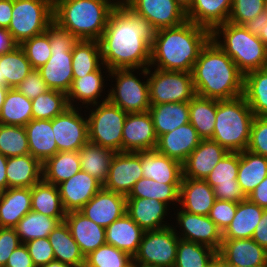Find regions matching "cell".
<instances>
[{"instance_id": "obj_52", "label": "cell", "mask_w": 267, "mask_h": 267, "mask_svg": "<svg viewBox=\"0 0 267 267\" xmlns=\"http://www.w3.org/2000/svg\"><path fill=\"white\" fill-rule=\"evenodd\" d=\"M20 46L33 69H39L51 57L50 37L46 32L25 40Z\"/></svg>"}, {"instance_id": "obj_28", "label": "cell", "mask_w": 267, "mask_h": 267, "mask_svg": "<svg viewBox=\"0 0 267 267\" xmlns=\"http://www.w3.org/2000/svg\"><path fill=\"white\" fill-rule=\"evenodd\" d=\"M232 0H194L186 12L187 20L212 31L228 22Z\"/></svg>"}, {"instance_id": "obj_23", "label": "cell", "mask_w": 267, "mask_h": 267, "mask_svg": "<svg viewBox=\"0 0 267 267\" xmlns=\"http://www.w3.org/2000/svg\"><path fill=\"white\" fill-rule=\"evenodd\" d=\"M227 153L216 141L202 139L182 164L183 177L204 180Z\"/></svg>"}, {"instance_id": "obj_48", "label": "cell", "mask_w": 267, "mask_h": 267, "mask_svg": "<svg viewBox=\"0 0 267 267\" xmlns=\"http://www.w3.org/2000/svg\"><path fill=\"white\" fill-rule=\"evenodd\" d=\"M68 107L65 93L49 89L32 99V119L52 120Z\"/></svg>"}, {"instance_id": "obj_27", "label": "cell", "mask_w": 267, "mask_h": 267, "mask_svg": "<svg viewBox=\"0 0 267 267\" xmlns=\"http://www.w3.org/2000/svg\"><path fill=\"white\" fill-rule=\"evenodd\" d=\"M144 230L127 214L105 228L106 244L134 257L139 249Z\"/></svg>"}, {"instance_id": "obj_51", "label": "cell", "mask_w": 267, "mask_h": 267, "mask_svg": "<svg viewBox=\"0 0 267 267\" xmlns=\"http://www.w3.org/2000/svg\"><path fill=\"white\" fill-rule=\"evenodd\" d=\"M132 261L133 257L129 254L104 244L85 256L84 267H130Z\"/></svg>"}, {"instance_id": "obj_13", "label": "cell", "mask_w": 267, "mask_h": 267, "mask_svg": "<svg viewBox=\"0 0 267 267\" xmlns=\"http://www.w3.org/2000/svg\"><path fill=\"white\" fill-rule=\"evenodd\" d=\"M239 152H228L204 179L212 188L215 198L238 203L247 199L237 181Z\"/></svg>"}, {"instance_id": "obj_8", "label": "cell", "mask_w": 267, "mask_h": 267, "mask_svg": "<svg viewBox=\"0 0 267 267\" xmlns=\"http://www.w3.org/2000/svg\"><path fill=\"white\" fill-rule=\"evenodd\" d=\"M53 22V0H13L8 30L21 45L25 40L45 33Z\"/></svg>"}, {"instance_id": "obj_21", "label": "cell", "mask_w": 267, "mask_h": 267, "mask_svg": "<svg viewBox=\"0 0 267 267\" xmlns=\"http://www.w3.org/2000/svg\"><path fill=\"white\" fill-rule=\"evenodd\" d=\"M177 219L185 231V237L180 238L181 240L203 244L219 251L223 233L208 216L182 210Z\"/></svg>"}, {"instance_id": "obj_16", "label": "cell", "mask_w": 267, "mask_h": 267, "mask_svg": "<svg viewBox=\"0 0 267 267\" xmlns=\"http://www.w3.org/2000/svg\"><path fill=\"white\" fill-rule=\"evenodd\" d=\"M124 3L147 19L156 31L178 26L187 20L186 12L175 0H126Z\"/></svg>"}, {"instance_id": "obj_20", "label": "cell", "mask_w": 267, "mask_h": 267, "mask_svg": "<svg viewBox=\"0 0 267 267\" xmlns=\"http://www.w3.org/2000/svg\"><path fill=\"white\" fill-rule=\"evenodd\" d=\"M103 184L83 170L59 184V192L66 212L79 211Z\"/></svg>"}, {"instance_id": "obj_59", "label": "cell", "mask_w": 267, "mask_h": 267, "mask_svg": "<svg viewBox=\"0 0 267 267\" xmlns=\"http://www.w3.org/2000/svg\"><path fill=\"white\" fill-rule=\"evenodd\" d=\"M5 267H35L28 249L24 243L20 244L9 256Z\"/></svg>"}, {"instance_id": "obj_29", "label": "cell", "mask_w": 267, "mask_h": 267, "mask_svg": "<svg viewBox=\"0 0 267 267\" xmlns=\"http://www.w3.org/2000/svg\"><path fill=\"white\" fill-rule=\"evenodd\" d=\"M30 154L42 164L58 152L52 120L32 119L25 126Z\"/></svg>"}, {"instance_id": "obj_2", "label": "cell", "mask_w": 267, "mask_h": 267, "mask_svg": "<svg viewBox=\"0 0 267 267\" xmlns=\"http://www.w3.org/2000/svg\"><path fill=\"white\" fill-rule=\"evenodd\" d=\"M211 39V31L186 20L182 24L159 29L151 43L150 65L160 70L192 72L200 51Z\"/></svg>"}, {"instance_id": "obj_62", "label": "cell", "mask_w": 267, "mask_h": 267, "mask_svg": "<svg viewBox=\"0 0 267 267\" xmlns=\"http://www.w3.org/2000/svg\"><path fill=\"white\" fill-rule=\"evenodd\" d=\"M19 44L15 41L10 31L6 28H0V55L6 54Z\"/></svg>"}, {"instance_id": "obj_55", "label": "cell", "mask_w": 267, "mask_h": 267, "mask_svg": "<svg viewBox=\"0 0 267 267\" xmlns=\"http://www.w3.org/2000/svg\"><path fill=\"white\" fill-rule=\"evenodd\" d=\"M237 204L238 203L232 201L219 199L214 201L208 217L216 224L222 233L231 224L237 209Z\"/></svg>"}, {"instance_id": "obj_30", "label": "cell", "mask_w": 267, "mask_h": 267, "mask_svg": "<svg viewBox=\"0 0 267 267\" xmlns=\"http://www.w3.org/2000/svg\"><path fill=\"white\" fill-rule=\"evenodd\" d=\"M31 211V188H8L0 192V227L15 228Z\"/></svg>"}, {"instance_id": "obj_12", "label": "cell", "mask_w": 267, "mask_h": 267, "mask_svg": "<svg viewBox=\"0 0 267 267\" xmlns=\"http://www.w3.org/2000/svg\"><path fill=\"white\" fill-rule=\"evenodd\" d=\"M109 71L112 76H117V87L108 94V101L127 113L148 111L151 106L148 80L146 84L141 83L130 72V68Z\"/></svg>"}, {"instance_id": "obj_47", "label": "cell", "mask_w": 267, "mask_h": 267, "mask_svg": "<svg viewBox=\"0 0 267 267\" xmlns=\"http://www.w3.org/2000/svg\"><path fill=\"white\" fill-rule=\"evenodd\" d=\"M181 184H165L142 177L133 186L126 198H149L167 204L168 201H179Z\"/></svg>"}, {"instance_id": "obj_1", "label": "cell", "mask_w": 267, "mask_h": 267, "mask_svg": "<svg viewBox=\"0 0 267 267\" xmlns=\"http://www.w3.org/2000/svg\"><path fill=\"white\" fill-rule=\"evenodd\" d=\"M117 3L99 40L102 64L108 71L150 65L151 43L156 30L125 3Z\"/></svg>"}, {"instance_id": "obj_61", "label": "cell", "mask_w": 267, "mask_h": 267, "mask_svg": "<svg viewBox=\"0 0 267 267\" xmlns=\"http://www.w3.org/2000/svg\"><path fill=\"white\" fill-rule=\"evenodd\" d=\"M252 239L267 250V209H264Z\"/></svg>"}, {"instance_id": "obj_44", "label": "cell", "mask_w": 267, "mask_h": 267, "mask_svg": "<svg viewBox=\"0 0 267 267\" xmlns=\"http://www.w3.org/2000/svg\"><path fill=\"white\" fill-rule=\"evenodd\" d=\"M102 59L100 43L97 40H79L72 50L73 79L81 78L100 68Z\"/></svg>"}, {"instance_id": "obj_36", "label": "cell", "mask_w": 267, "mask_h": 267, "mask_svg": "<svg viewBox=\"0 0 267 267\" xmlns=\"http://www.w3.org/2000/svg\"><path fill=\"white\" fill-rule=\"evenodd\" d=\"M31 211L64 222L67 212L63 207L58 186L42 179L31 187Z\"/></svg>"}, {"instance_id": "obj_38", "label": "cell", "mask_w": 267, "mask_h": 267, "mask_svg": "<svg viewBox=\"0 0 267 267\" xmlns=\"http://www.w3.org/2000/svg\"><path fill=\"white\" fill-rule=\"evenodd\" d=\"M81 170L78 151L57 152L42 164L43 180L58 186Z\"/></svg>"}, {"instance_id": "obj_41", "label": "cell", "mask_w": 267, "mask_h": 267, "mask_svg": "<svg viewBox=\"0 0 267 267\" xmlns=\"http://www.w3.org/2000/svg\"><path fill=\"white\" fill-rule=\"evenodd\" d=\"M217 100L195 95L189 101L190 123L202 139H211L214 132Z\"/></svg>"}, {"instance_id": "obj_45", "label": "cell", "mask_w": 267, "mask_h": 267, "mask_svg": "<svg viewBox=\"0 0 267 267\" xmlns=\"http://www.w3.org/2000/svg\"><path fill=\"white\" fill-rule=\"evenodd\" d=\"M217 261L218 252L211 247L179 239L174 267H212Z\"/></svg>"}, {"instance_id": "obj_54", "label": "cell", "mask_w": 267, "mask_h": 267, "mask_svg": "<svg viewBox=\"0 0 267 267\" xmlns=\"http://www.w3.org/2000/svg\"><path fill=\"white\" fill-rule=\"evenodd\" d=\"M246 150L267 158V116H254Z\"/></svg>"}, {"instance_id": "obj_5", "label": "cell", "mask_w": 267, "mask_h": 267, "mask_svg": "<svg viewBox=\"0 0 267 267\" xmlns=\"http://www.w3.org/2000/svg\"><path fill=\"white\" fill-rule=\"evenodd\" d=\"M254 114L242 95L230 100H217L212 140L228 152L247 149Z\"/></svg>"}, {"instance_id": "obj_15", "label": "cell", "mask_w": 267, "mask_h": 267, "mask_svg": "<svg viewBox=\"0 0 267 267\" xmlns=\"http://www.w3.org/2000/svg\"><path fill=\"white\" fill-rule=\"evenodd\" d=\"M52 129L58 152L79 151L88 140V121L68 107L52 119Z\"/></svg>"}, {"instance_id": "obj_53", "label": "cell", "mask_w": 267, "mask_h": 267, "mask_svg": "<svg viewBox=\"0 0 267 267\" xmlns=\"http://www.w3.org/2000/svg\"><path fill=\"white\" fill-rule=\"evenodd\" d=\"M264 11L265 0H232L228 22L244 25Z\"/></svg>"}, {"instance_id": "obj_64", "label": "cell", "mask_w": 267, "mask_h": 267, "mask_svg": "<svg viewBox=\"0 0 267 267\" xmlns=\"http://www.w3.org/2000/svg\"><path fill=\"white\" fill-rule=\"evenodd\" d=\"M253 35L259 36L264 27V12L243 25Z\"/></svg>"}, {"instance_id": "obj_3", "label": "cell", "mask_w": 267, "mask_h": 267, "mask_svg": "<svg viewBox=\"0 0 267 267\" xmlns=\"http://www.w3.org/2000/svg\"><path fill=\"white\" fill-rule=\"evenodd\" d=\"M192 77L199 96L230 100L243 95L244 74L212 39L200 51Z\"/></svg>"}, {"instance_id": "obj_19", "label": "cell", "mask_w": 267, "mask_h": 267, "mask_svg": "<svg viewBox=\"0 0 267 267\" xmlns=\"http://www.w3.org/2000/svg\"><path fill=\"white\" fill-rule=\"evenodd\" d=\"M126 196L102 187L79 211L104 228L126 213Z\"/></svg>"}, {"instance_id": "obj_34", "label": "cell", "mask_w": 267, "mask_h": 267, "mask_svg": "<svg viewBox=\"0 0 267 267\" xmlns=\"http://www.w3.org/2000/svg\"><path fill=\"white\" fill-rule=\"evenodd\" d=\"M263 211L264 208L248 198L238 202L234 218L223 232V239L252 238Z\"/></svg>"}, {"instance_id": "obj_26", "label": "cell", "mask_w": 267, "mask_h": 267, "mask_svg": "<svg viewBox=\"0 0 267 267\" xmlns=\"http://www.w3.org/2000/svg\"><path fill=\"white\" fill-rule=\"evenodd\" d=\"M142 173L145 178L165 184H181L182 164L156 150L141 151Z\"/></svg>"}, {"instance_id": "obj_35", "label": "cell", "mask_w": 267, "mask_h": 267, "mask_svg": "<svg viewBox=\"0 0 267 267\" xmlns=\"http://www.w3.org/2000/svg\"><path fill=\"white\" fill-rule=\"evenodd\" d=\"M55 260L72 267H83L85 256L71 235L68 225L60 222L48 236Z\"/></svg>"}, {"instance_id": "obj_50", "label": "cell", "mask_w": 267, "mask_h": 267, "mask_svg": "<svg viewBox=\"0 0 267 267\" xmlns=\"http://www.w3.org/2000/svg\"><path fill=\"white\" fill-rule=\"evenodd\" d=\"M0 153L7 158L30 154L25 127L0 124Z\"/></svg>"}, {"instance_id": "obj_57", "label": "cell", "mask_w": 267, "mask_h": 267, "mask_svg": "<svg viewBox=\"0 0 267 267\" xmlns=\"http://www.w3.org/2000/svg\"><path fill=\"white\" fill-rule=\"evenodd\" d=\"M15 88L31 100L49 90L37 69H33Z\"/></svg>"}, {"instance_id": "obj_4", "label": "cell", "mask_w": 267, "mask_h": 267, "mask_svg": "<svg viewBox=\"0 0 267 267\" xmlns=\"http://www.w3.org/2000/svg\"><path fill=\"white\" fill-rule=\"evenodd\" d=\"M117 5L108 0H53V21L78 40L99 41Z\"/></svg>"}, {"instance_id": "obj_11", "label": "cell", "mask_w": 267, "mask_h": 267, "mask_svg": "<svg viewBox=\"0 0 267 267\" xmlns=\"http://www.w3.org/2000/svg\"><path fill=\"white\" fill-rule=\"evenodd\" d=\"M179 239L170 227L145 231L133 261L154 267H174Z\"/></svg>"}, {"instance_id": "obj_66", "label": "cell", "mask_w": 267, "mask_h": 267, "mask_svg": "<svg viewBox=\"0 0 267 267\" xmlns=\"http://www.w3.org/2000/svg\"><path fill=\"white\" fill-rule=\"evenodd\" d=\"M258 38L267 46V11H264V27Z\"/></svg>"}, {"instance_id": "obj_24", "label": "cell", "mask_w": 267, "mask_h": 267, "mask_svg": "<svg viewBox=\"0 0 267 267\" xmlns=\"http://www.w3.org/2000/svg\"><path fill=\"white\" fill-rule=\"evenodd\" d=\"M64 221L84 256L106 244L105 228L91 221L80 211L67 212Z\"/></svg>"}, {"instance_id": "obj_39", "label": "cell", "mask_w": 267, "mask_h": 267, "mask_svg": "<svg viewBox=\"0 0 267 267\" xmlns=\"http://www.w3.org/2000/svg\"><path fill=\"white\" fill-rule=\"evenodd\" d=\"M78 152L81 170L103 184L107 178L115 151L88 141Z\"/></svg>"}, {"instance_id": "obj_56", "label": "cell", "mask_w": 267, "mask_h": 267, "mask_svg": "<svg viewBox=\"0 0 267 267\" xmlns=\"http://www.w3.org/2000/svg\"><path fill=\"white\" fill-rule=\"evenodd\" d=\"M29 255L31 256L35 267L46 265L50 261L55 260L53 248L51 247L49 238H37L25 243Z\"/></svg>"}, {"instance_id": "obj_17", "label": "cell", "mask_w": 267, "mask_h": 267, "mask_svg": "<svg viewBox=\"0 0 267 267\" xmlns=\"http://www.w3.org/2000/svg\"><path fill=\"white\" fill-rule=\"evenodd\" d=\"M157 140L148 111L127 114L122 130V152L155 150Z\"/></svg>"}, {"instance_id": "obj_25", "label": "cell", "mask_w": 267, "mask_h": 267, "mask_svg": "<svg viewBox=\"0 0 267 267\" xmlns=\"http://www.w3.org/2000/svg\"><path fill=\"white\" fill-rule=\"evenodd\" d=\"M215 200L213 188L205 180L182 177L178 202L184 211L208 216Z\"/></svg>"}, {"instance_id": "obj_68", "label": "cell", "mask_w": 267, "mask_h": 267, "mask_svg": "<svg viewBox=\"0 0 267 267\" xmlns=\"http://www.w3.org/2000/svg\"><path fill=\"white\" fill-rule=\"evenodd\" d=\"M8 90H9V87L0 85V110H1V107L3 106Z\"/></svg>"}, {"instance_id": "obj_69", "label": "cell", "mask_w": 267, "mask_h": 267, "mask_svg": "<svg viewBox=\"0 0 267 267\" xmlns=\"http://www.w3.org/2000/svg\"><path fill=\"white\" fill-rule=\"evenodd\" d=\"M41 267H72V266L64 264V263L57 261V260H53V261H50L49 263H47L46 265H43Z\"/></svg>"}, {"instance_id": "obj_14", "label": "cell", "mask_w": 267, "mask_h": 267, "mask_svg": "<svg viewBox=\"0 0 267 267\" xmlns=\"http://www.w3.org/2000/svg\"><path fill=\"white\" fill-rule=\"evenodd\" d=\"M140 152H115L103 187L127 196L143 176Z\"/></svg>"}, {"instance_id": "obj_37", "label": "cell", "mask_w": 267, "mask_h": 267, "mask_svg": "<svg viewBox=\"0 0 267 267\" xmlns=\"http://www.w3.org/2000/svg\"><path fill=\"white\" fill-rule=\"evenodd\" d=\"M267 176V158L248 150L239 152L237 181L248 196Z\"/></svg>"}, {"instance_id": "obj_70", "label": "cell", "mask_w": 267, "mask_h": 267, "mask_svg": "<svg viewBox=\"0 0 267 267\" xmlns=\"http://www.w3.org/2000/svg\"><path fill=\"white\" fill-rule=\"evenodd\" d=\"M133 262L134 261H132L130 267H154V266H148V265H142V264H140L139 266H137V264L136 263H133Z\"/></svg>"}, {"instance_id": "obj_46", "label": "cell", "mask_w": 267, "mask_h": 267, "mask_svg": "<svg viewBox=\"0 0 267 267\" xmlns=\"http://www.w3.org/2000/svg\"><path fill=\"white\" fill-rule=\"evenodd\" d=\"M59 223L57 218L29 211L19 220L15 229L20 241L22 240L25 244L37 238H47Z\"/></svg>"}, {"instance_id": "obj_58", "label": "cell", "mask_w": 267, "mask_h": 267, "mask_svg": "<svg viewBox=\"0 0 267 267\" xmlns=\"http://www.w3.org/2000/svg\"><path fill=\"white\" fill-rule=\"evenodd\" d=\"M15 228L0 227V267H5L9 256L21 244Z\"/></svg>"}, {"instance_id": "obj_67", "label": "cell", "mask_w": 267, "mask_h": 267, "mask_svg": "<svg viewBox=\"0 0 267 267\" xmlns=\"http://www.w3.org/2000/svg\"><path fill=\"white\" fill-rule=\"evenodd\" d=\"M183 9L185 12H187L190 7L192 6L194 0H175Z\"/></svg>"}, {"instance_id": "obj_63", "label": "cell", "mask_w": 267, "mask_h": 267, "mask_svg": "<svg viewBox=\"0 0 267 267\" xmlns=\"http://www.w3.org/2000/svg\"><path fill=\"white\" fill-rule=\"evenodd\" d=\"M13 0H0V28L8 29L12 18Z\"/></svg>"}, {"instance_id": "obj_73", "label": "cell", "mask_w": 267, "mask_h": 267, "mask_svg": "<svg viewBox=\"0 0 267 267\" xmlns=\"http://www.w3.org/2000/svg\"><path fill=\"white\" fill-rule=\"evenodd\" d=\"M265 7H266V11H267V0H265Z\"/></svg>"}, {"instance_id": "obj_60", "label": "cell", "mask_w": 267, "mask_h": 267, "mask_svg": "<svg viewBox=\"0 0 267 267\" xmlns=\"http://www.w3.org/2000/svg\"><path fill=\"white\" fill-rule=\"evenodd\" d=\"M247 198L259 207L267 209V176L259 185L247 196Z\"/></svg>"}, {"instance_id": "obj_9", "label": "cell", "mask_w": 267, "mask_h": 267, "mask_svg": "<svg viewBox=\"0 0 267 267\" xmlns=\"http://www.w3.org/2000/svg\"><path fill=\"white\" fill-rule=\"evenodd\" d=\"M127 114L107 97L87 120L89 142L122 152V130Z\"/></svg>"}, {"instance_id": "obj_31", "label": "cell", "mask_w": 267, "mask_h": 267, "mask_svg": "<svg viewBox=\"0 0 267 267\" xmlns=\"http://www.w3.org/2000/svg\"><path fill=\"white\" fill-rule=\"evenodd\" d=\"M42 163L31 154L7 158L6 177L8 188H31L40 182Z\"/></svg>"}, {"instance_id": "obj_18", "label": "cell", "mask_w": 267, "mask_h": 267, "mask_svg": "<svg viewBox=\"0 0 267 267\" xmlns=\"http://www.w3.org/2000/svg\"><path fill=\"white\" fill-rule=\"evenodd\" d=\"M218 261L223 266L267 267V250L252 238L223 239Z\"/></svg>"}, {"instance_id": "obj_7", "label": "cell", "mask_w": 267, "mask_h": 267, "mask_svg": "<svg viewBox=\"0 0 267 267\" xmlns=\"http://www.w3.org/2000/svg\"><path fill=\"white\" fill-rule=\"evenodd\" d=\"M46 33L50 37L51 57L37 70L49 89L67 94L73 82L72 50L79 40L55 22Z\"/></svg>"}, {"instance_id": "obj_33", "label": "cell", "mask_w": 267, "mask_h": 267, "mask_svg": "<svg viewBox=\"0 0 267 267\" xmlns=\"http://www.w3.org/2000/svg\"><path fill=\"white\" fill-rule=\"evenodd\" d=\"M148 112L157 137L190 122L189 102L151 104Z\"/></svg>"}, {"instance_id": "obj_40", "label": "cell", "mask_w": 267, "mask_h": 267, "mask_svg": "<svg viewBox=\"0 0 267 267\" xmlns=\"http://www.w3.org/2000/svg\"><path fill=\"white\" fill-rule=\"evenodd\" d=\"M32 70L33 67L20 45L0 55V85L15 88Z\"/></svg>"}, {"instance_id": "obj_71", "label": "cell", "mask_w": 267, "mask_h": 267, "mask_svg": "<svg viewBox=\"0 0 267 267\" xmlns=\"http://www.w3.org/2000/svg\"><path fill=\"white\" fill-rule=\"evenodd\" d=\"M212 267H224L219 261L215 263Z\"/></svg>"}, {"instance_id": "obj_42", "label": "cell", "mask_w": 267, "mask_h": 267, "mask_svg": "<svg viewBox=\"0 0 267 267\" xmlns=\"http://www.w3.org/2000/svg\"><path fill=\"white\" fill-rule=\"evenodd\" d=\"M32 120V100L16 88H9L0 110V124L25 126Z\"/></svg>"}, {"instance_id": "obj_72", "label": "cell", "mask_w": 267, "mask_h": 267, "mask_svg": "<svg viewBox=\"0 0 267 267\" xmlns=\"http://www.w3.org/2000/svg\"><path fill=\"white\" fill-rule=\"evenodd\" d=\"M224 267H253V266H224Z\"/></svg>"}, {"instance_id": "obj_49", "label": "cell", "mask_w": 267, "mask_h": 267, "mask_svg": "<svg viewBox=\"0 0 267 267\" xmlns=\"http://www.w3.org/2000/svg\"><path fill=\"white\" fill-rule=\"evenodd\" d=\"M102 79L100 68L81 78L73 79L71 88L66 94L68 105L73 107L71 104V98L73 97L80 101L82 100L83 103L93 102V104H97L96 98L100 96L103 87Z\"/></svg>"}, {"instance_id": "obj_32", "label": "cell", "mask_w": 267, "mask_h": 267, "mask_svg": "<svg viewBox=\"0 0 267 267\" xmlns=\"http://www.w3.org/2000/svg\"><path fill=\"white\" fill-rule=\"evenodd\" d=\"M167 205L155 199L127 198L126 213L144 230H158L165 227L161 225Z\"/></svg>"}, {"instance_id": "obj_22", "label": "cell", "mask_w": 267, "mask_h": 267, "mask_svg": "<svg viewBox=\"0 0 267 267\" xmlns=\"http://www.w3.org/2000/svg\"><path fill=\"white\" fill-rule=\"evenodd\" d=\"M201 140L189 122L159 136L155 150L183 164Z\"/></svg>"}, {"instance_id": "obj_6", "label": "cell", "mask_w": 267, "mask_h": 267, "mask_svg": "<svg viewBox=\"0 0 267 267\" xmlns=\"http://www.w3.org/2000/svg\"><path fill=\"white\" fill-rule=\"evenodd\" d=\"M220 29L224 34V45L216 39ZM211 39L234 61L244 75L267 67V46L243 25L231 22L220 24L211 31Z\"/></svg>"}, {"instance_id": "obj_10", "label": "cell", "mask_w": 267, "mask_h": 267, "mask_svg": "<svg viewBox=\"0 0 267 267\" xmlns=\"http://www.w3.org/2000/svg\"><path fill=\"white\" fill-rule=\"evenodd\" d=\"M148 79L150 104L189 102L195 95L192 72L156 69Z\"/></svg>"}, {"instance_id": "obj_65", "label": "cell", "mask_w": 267, "mask_h": 267, "mask_svg": "<svg viewBox=\"0 0 267 267\" xmlns=\"http://www.w3.org/2000/svg\"><path fill=\"white\" fill-rule=\"evenodd\" d=\"M6 164H7V157L0 153V192L8 189V183L6 177Z\"/></svg>"}, {"instance_id": "obj_43", "label": "cell", "mask_w": 267, "mask_h": 267, "mask_svg": "<svg viewBox=\"0 0 267 267\" xmlns=\"http://www.w3.org/2000/svg\"><path fill=\"white\" fill-rule=\"evenodd\" d=\"M243 96L254 116H267V67L244 75Z\"/></svg>"}]
</instances>
